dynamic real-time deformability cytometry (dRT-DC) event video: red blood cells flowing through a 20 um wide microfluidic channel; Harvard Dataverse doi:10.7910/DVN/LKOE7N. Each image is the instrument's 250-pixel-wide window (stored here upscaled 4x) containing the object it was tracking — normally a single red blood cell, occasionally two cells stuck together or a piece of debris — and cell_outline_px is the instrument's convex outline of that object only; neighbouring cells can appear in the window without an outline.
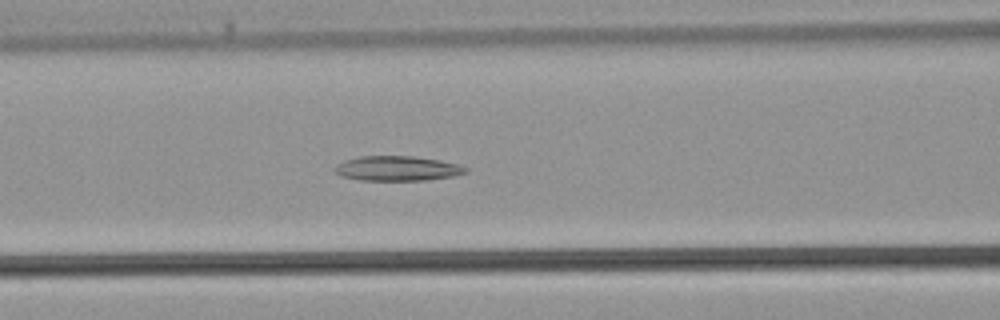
{"species": "common noctule bat (a hibernating species)", "species_latin": "Nyctalus noctula", "temperature_condition": "warm", "stored_images_in_passage": 42, "camera_frame_rate_fps": 3000, "um_per_image_px": 0.085, "animal": {"sex": "male", "body_mass_g": 21.5, "forearm_length_mm": 52.0}, "frame": {"image": 1, "passage_image": 16, "time_ms": 5.0, "image_size_px": [1000, 320], "cell_outline_px": [[468, 172], [452, 176], [428, 180], [360, 180], [340, 176], [336, 172], [336, 168], [344, 160], [360, 156], [412, 156], [440, 160], [456, 164], [468, 168]], "centroid_in_image_um": [33.79, 14.32], "position_along_channel_um": 132.8, "area_um2": 18.73}}
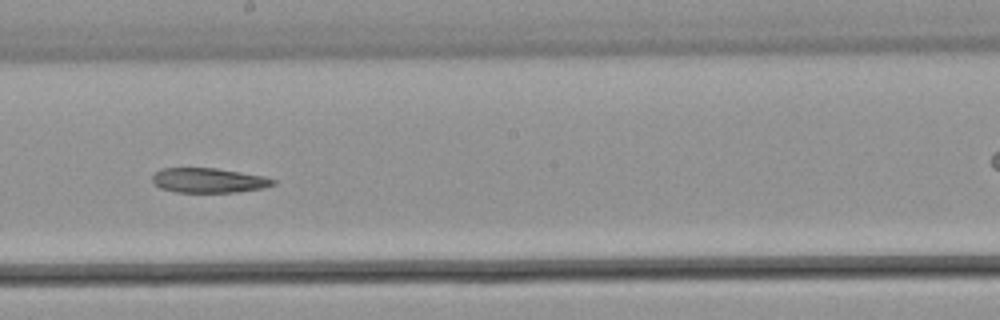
{"frame": {"image": 2, "passage_image": 22, "time_ms": 7.0, "image_size_px": [1000, 320], "cell_outline_px": [[276, 184], [264, 188], [236, 192], [176, 192], [160, 188], [152, 184], [152, 176], [160, 168], [216, 168], [264, 176], [276, 180]], "centroid_in_image_um": [17.72, 15.33], "position_along_channel_um": 230.5, "area_um2": 17.51}}
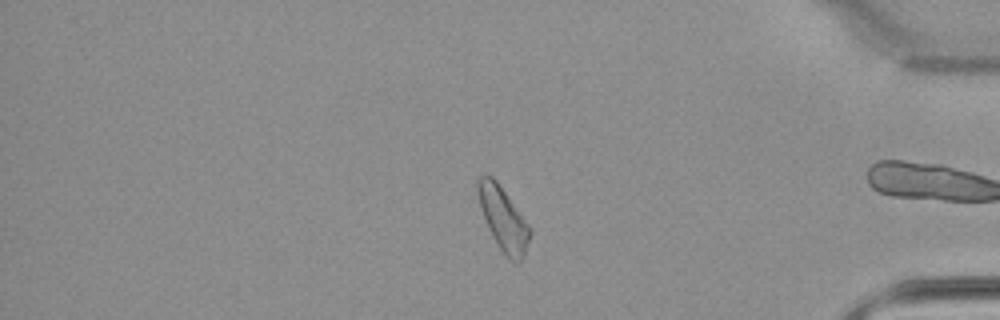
{"frame": {"image": 3, "passage_image": 34, "time_ms": 11.0, "image_size_px": [1000, 320], "cell_outline_px": [[532, 232], [524, 256], [520, 264], [516, 264], [496, 244], [492, 236], [480, 208], [476, 188], [476, 176], [492, 176], [496, 180], [532, 228]], "centroid_in_image_um": [42.78, 18.59], "position_along_channel_um": 392.4, "area_um2": 19.31}}